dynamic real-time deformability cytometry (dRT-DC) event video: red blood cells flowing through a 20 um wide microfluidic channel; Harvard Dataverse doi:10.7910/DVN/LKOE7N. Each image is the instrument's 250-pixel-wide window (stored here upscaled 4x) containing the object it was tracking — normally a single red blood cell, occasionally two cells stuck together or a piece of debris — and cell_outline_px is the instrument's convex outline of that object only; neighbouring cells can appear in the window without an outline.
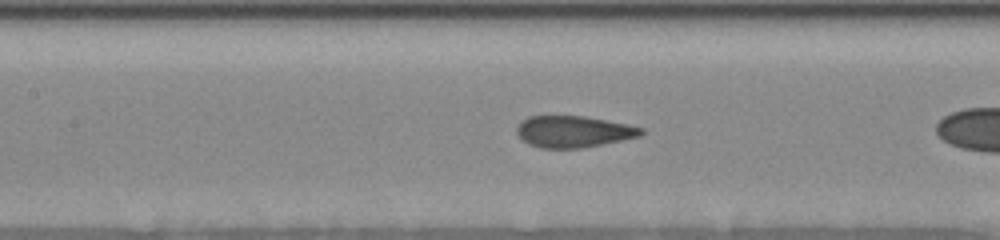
{"species": "human", "species_latin": "Homo sapiens", "temperature_condition": "room temperature", "stored_images_in_passage": 25, "segment_of_instrument_passage": [2, 2], "camera_frame_rate_fps": 3000, "um_per_image_px": 0.085, "donor": {"sex": "female"}, "frame": {"image": 1, "passage_image": 12, "time_ms": 6.0, "image_size_px": [1000, 240], "cell_outline_px": [[644, 132], [640, 136], [584, 148], [540, 148], [528, 144], [516, 132], [516, 128], [520, 120], [528, 116], [584, 116], [628, 124], [644, 128]], "centroid_in_image_um": [48.74, 11.18], "position_along_channel_um": 158.7, "area_um2": 22.95}}
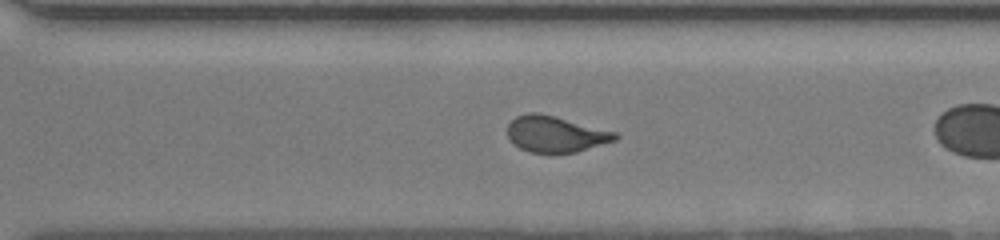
{"frame": {"image": 2, "passage_image": 21, "time_ms": 10.0, "image_size_px": [1000, 240], "cell_outline_px": [[620, 136], [616, 140], [576, 152], [552, 156], [528, 152], [520, 148], [508, 136], [508, 124], [516, 116], [528, 112], [536, 112], [556, 116], [620, 132]], "centroid_in_image_um": [47.27, 11.42], "position_along_channel_um": 323.3, "area_um2": 23.47}}
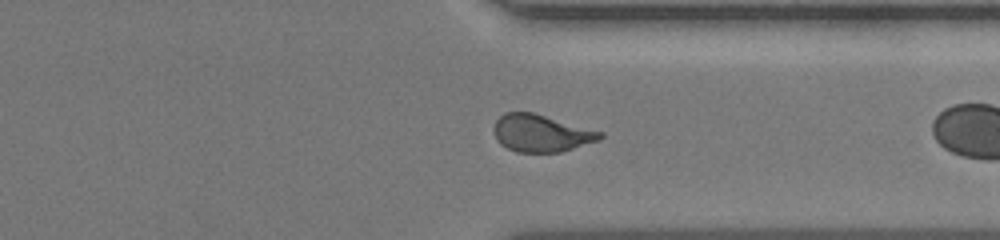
{"frame": {"image": 3, "passage_image": 23, "time_ms": 11.0, "image_size_px": [1000, 240], "cell_outline_px": [[604, 136], [600, 140], [560, 152], [516, 152], [500, 144], [496, 140], [492, 128], [496, 120], [504, 112], [532, 112], [604, 132]], "centroid_in_image_um": [45.98, 11.32], "position_along_channel_um": 365.4, "area_um2": 23.18}}